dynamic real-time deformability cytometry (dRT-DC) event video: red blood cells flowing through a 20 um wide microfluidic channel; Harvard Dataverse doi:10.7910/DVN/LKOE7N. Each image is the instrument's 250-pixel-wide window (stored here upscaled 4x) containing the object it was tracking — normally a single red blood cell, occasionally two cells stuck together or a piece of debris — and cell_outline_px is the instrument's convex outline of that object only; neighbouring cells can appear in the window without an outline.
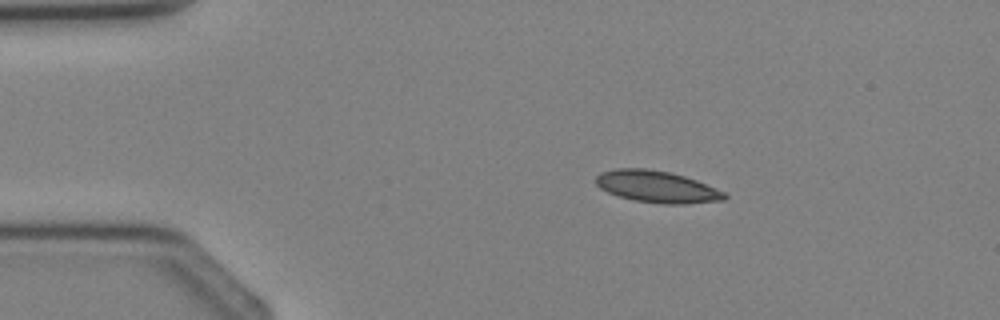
{"species": "Egyptian fruit bat (a non-hibernating species)", "species_latin": "Rousettus aegyptiacus", "temperature_condition": "cold", "stored_images_in_passage": 2, "camera_frame_rate_fps": 3000, "um_per_image_px": 0.085, "animal": {"sex": "female"}, "frame": {"image": 1, "passage_image": 1, "time_ms": 0.0, "image_size_px": [1000, 320], "cell_outline_px": [[728, 196], [724, 200], [684, 204], [664, 204], [636, 200], [620, 196], [608, 192], [600, 188], [596, 184], [596, 176], [600, 172], [616, 168], [648, 168], [668, 172], [684, 176], [696, 180], [724, 192]], "centroid_in_image_um": [55.82, 15.86], "position_along_channel_um": 29.2, "area_um2": 23.64}}